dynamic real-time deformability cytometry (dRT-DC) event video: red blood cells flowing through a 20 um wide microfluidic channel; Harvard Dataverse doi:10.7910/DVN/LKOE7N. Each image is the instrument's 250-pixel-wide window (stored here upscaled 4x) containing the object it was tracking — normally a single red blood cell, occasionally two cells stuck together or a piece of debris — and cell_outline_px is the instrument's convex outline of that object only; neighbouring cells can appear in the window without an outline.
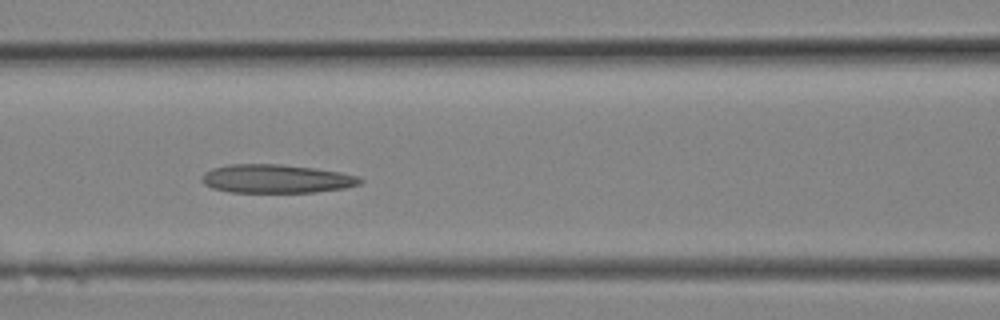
{"species": "Egyptian fruit bat (a non-hibernating species)", "species_latin": "Rousettus aegyptiacus", "temperature_condition": "room temperature", "stored_images_in_passage": 10, "camera_frame_rate_fps": 3000, "um_per_image_px": 0.085, "animal": {"sex": "female"}, "frame": {"image": 1, "passage_image": 9, "time_ms": 2.667, "image_size_px": [1000, 320], "cell_outline_px": [[364, 180], [360, 184], [344, 188], [316, 192], [228, 192], [212, 188], [204, 184], [200, 180], [200, 176], [204, 172], [212, 168], [228, 164], [280, 164], [316, 168], [340, 172], [360, 176]], "centroid_in_image_um": [23.47, 15.19], "position_along_channel_um": 143.1, "area_um2": 26.65}}
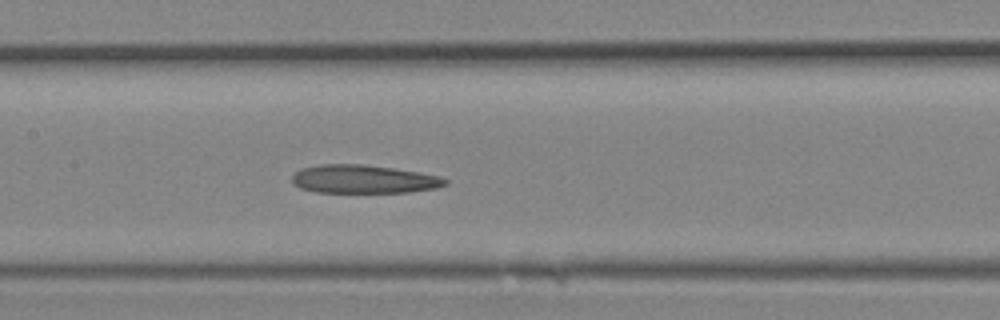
{"frame": {"image": 2, "passage_image": 10, "time_ms": 3.0, "image_size_px": [1000, 320], "cell_outline_px": [[448, 184], [436, 188], [408, 192], [316, 192], [300, 188], [292, 184], [292, 176], [300, 168], [316, 164], [364, 164], [420, 172], [440, 176], [448, 180]], "centroid_in_image_um": [30.89, 15.22], "position_along_channel_um": 176.5, "area_um2": 25.49}}